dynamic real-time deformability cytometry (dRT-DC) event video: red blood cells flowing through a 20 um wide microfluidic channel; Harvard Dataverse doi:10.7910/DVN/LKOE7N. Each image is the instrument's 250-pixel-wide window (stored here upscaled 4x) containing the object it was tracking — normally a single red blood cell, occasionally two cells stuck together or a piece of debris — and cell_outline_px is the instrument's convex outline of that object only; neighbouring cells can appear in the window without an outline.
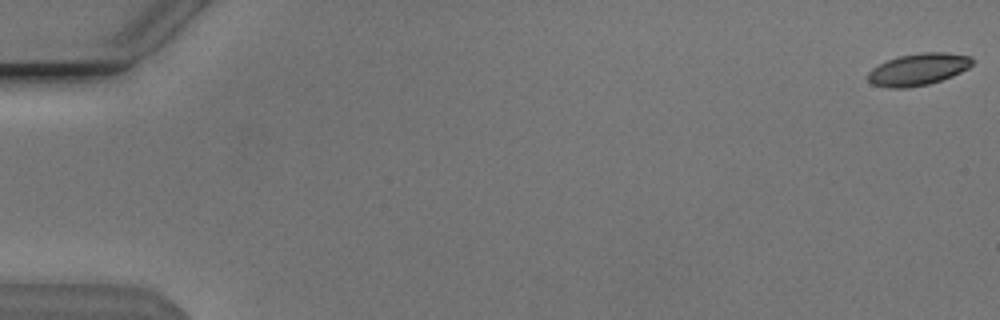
{"species": "Egyptian fruit bat (a non-hibernating species)", "species_latin": "Rousettus aegyptiacus", "temperature_condition": "cold", "stored_images_in_passage": 55, "camera_frame_rate_fps": 3000, "um_per_image_px": 0.085, "animal": {"sex": "male"}, "frame": {"image": 1, "passage_image": 1, "time_ms": 0.0, "image_size_px": [1000, 320], "cell_outline_px": [[972, 64], [968, 68], [952, 76], [928, 84], [908, 88], [888, 88], [872, 84], [868, 80], [868, 72], [872, 68], [888, 60], [900, 56], [920, 52], [944, 52], [972, 56]], "centroid_in_image_um": [78.04, 5.9], "position_along_channel_um": 7.0, "area_um2": 19.36}}
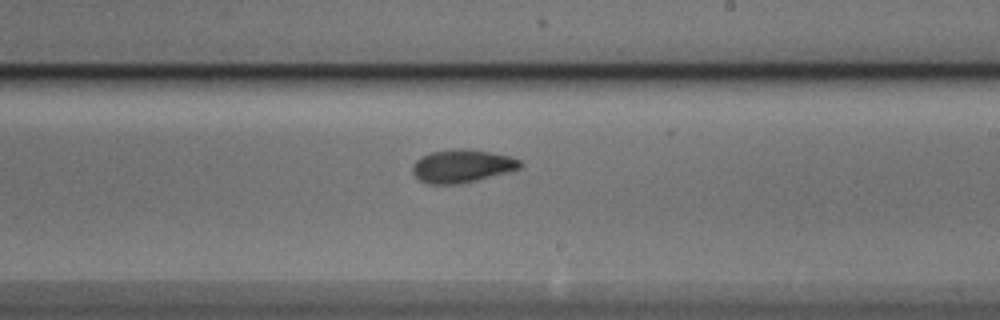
{"frame": {"image": 2, "passage_image": 33, "time_ms": 10.667, "image_size_px": [1000, 320], "cell_outline_px": [[524, 164], [520, 168], [508, 172], [476, 180], [452, 184], [428, 184], [420, 180], [412, 172], [412, 164], [420, 156], [432, 152], [460, 148], [468, 148], [512, 156], [520, 160]], "centroid_in_image_um": [39.28, 14.1], "position_along_channel_um": 249.7, "area_um2": 20.75}}
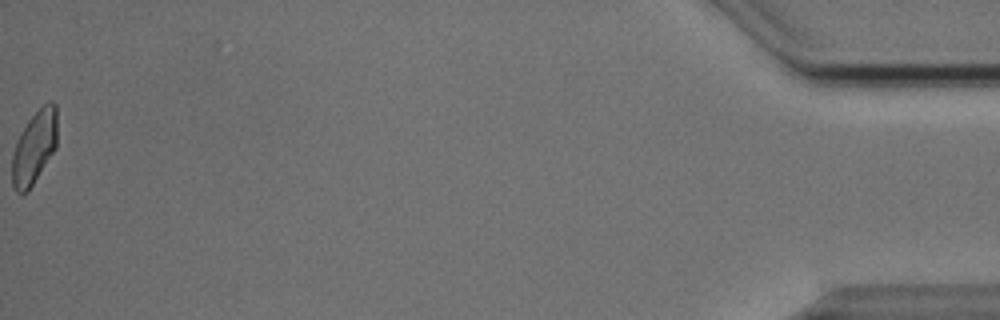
{"frame": {"image": 3, "passage_image": 55, "time_ms": 18.0, "image_size_px": [1000, 320], "cell_outline_px": [[56, 148], [28, 192], [16, 192], [12, 184], [12, 156], [16, 144], [28, 120], [44, 104], [52, 100], [56, 104]], "centroid_in_image_um": [2.92, 12.54], "position_along_channel_um": 432.3, "area_um2": 18.9}, "authors_computed_cell_mechanics": {"area_um2": 19.7098, "velocity_mm_per_s": 3.8335, "shape_relaxation_time_tau1_ms": 5.76, "shape_relaxation_time_tau2_ms": 2.1799, "deformation_change_tau1": 0.1501, "deformation_change_tau2": 0.0661}}